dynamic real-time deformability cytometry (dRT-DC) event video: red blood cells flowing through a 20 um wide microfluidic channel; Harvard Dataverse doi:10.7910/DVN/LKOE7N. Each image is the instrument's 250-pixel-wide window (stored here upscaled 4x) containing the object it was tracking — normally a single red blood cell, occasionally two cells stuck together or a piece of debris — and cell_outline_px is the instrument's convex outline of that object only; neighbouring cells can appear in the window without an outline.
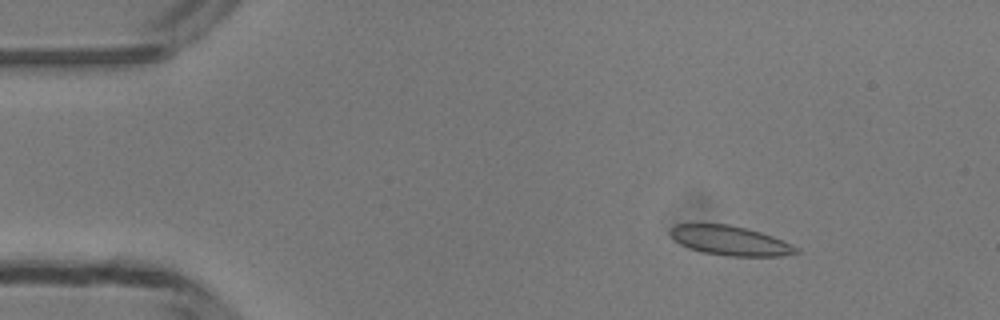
{"species": "common noctule bat (a hibernating species)", "species_latin": "Nyctalus noctula", "temperature_condition": "room temperature", "stored_images_in_passage": 16, "camera_frame_rate_fps": 3000, "um_per_image_px": 0.085, "animal": {"sex": "male", "body_mass_g": 13.3}, "frame": {"image": 1, "passage_image": 7, "time_ms": 2.0, "image_size_px": [1000, 320], "cell_outline_px": [[800, 252], [780, 256], [724, 256], [704, 252], [688, 248], [680, 244], [668, 232], [676, 224], [728, 224], [760, 232], [772, 236], [792, 244], [800, 248]], "centroid_in_image_um": [62.08, 20.46], "position_along_channel_um": 22.9, "area_um2": 21.5}}